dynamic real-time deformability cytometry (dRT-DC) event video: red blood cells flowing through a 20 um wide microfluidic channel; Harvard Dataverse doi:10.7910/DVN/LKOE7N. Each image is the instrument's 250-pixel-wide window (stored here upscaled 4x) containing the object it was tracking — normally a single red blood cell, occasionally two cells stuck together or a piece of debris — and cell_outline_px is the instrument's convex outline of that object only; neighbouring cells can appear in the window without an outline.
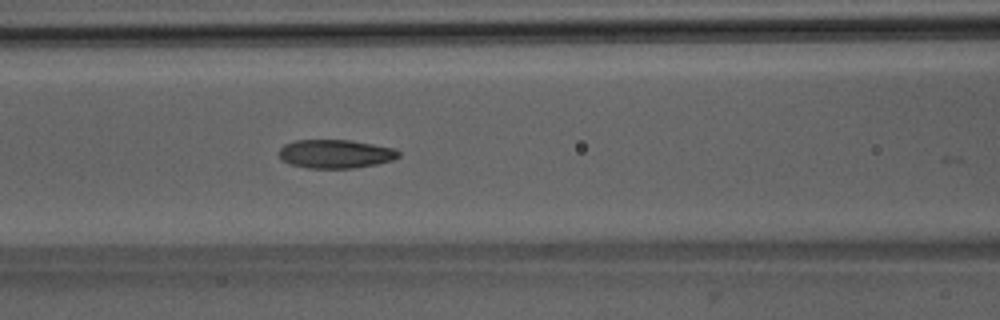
{"species": "Egyptian fruit bat (a non-hibernating species)", "species_latin": "Rousettus aegyptiacus", "temperature_condition": "room temperature", "stored_images_in_passage": 23, "camera_frame_rate_fps": 3000, "um_per_image_px": 0.085, "animal": {"sex": "male"}, "frame": {"image": 1, "passage_image": 22, "time_ms": 7.0, "image_size_px": [1000, 320], "cell_outline_px": [[400, 156], [392, 160], [376, 164], [352, 168], [308, 168], [288, 164], [280, 160], [280, 148], [284, 144], [296, 140], [352, 140], [396, 148], [400, 152]], "centroid_in_image_um": [28.52, 13.08], "position_along_channel_um": 138.1, "area_um2": 20.11}}